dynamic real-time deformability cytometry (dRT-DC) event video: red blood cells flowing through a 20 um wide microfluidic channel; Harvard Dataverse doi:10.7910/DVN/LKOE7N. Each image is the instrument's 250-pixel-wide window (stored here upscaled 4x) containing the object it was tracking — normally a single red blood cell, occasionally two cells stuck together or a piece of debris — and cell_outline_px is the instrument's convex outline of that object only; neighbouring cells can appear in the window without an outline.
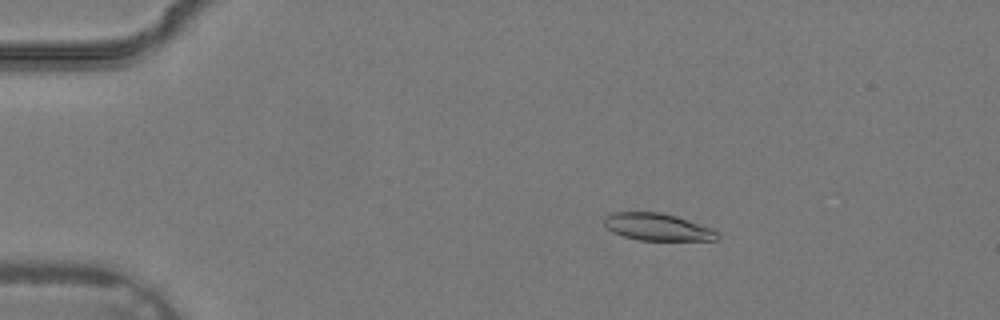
{"species": "common noctule bat (a hibernating species)", "species_latin": "Nyctalus noctula", "temperature_condition": "warm", "stored_images_in_passage": 37, "camera_frame_rate_fps": 3000, "um_per_image_px": 0.085, "animal": {"sex": "male", "body_mass_g": 19.2, "forearm_length_mm": 51.8}, "frame": {"image": 1, "passage_image": 7, "time_ms": 2.0, "image_size_px": [1000, 320], "cell_outline_px": [[720, 236], [716, 240], [640, 240], [624, 236], [612, 232], [604, 224], [604, 216], [612, 212], [660, 212], [676, 216], [712, 228], [720, 232]], "centroid_in_image_um": [55.9, 19.29], "position_along_channel_um": 29.1, "area_um2": 17.98}}
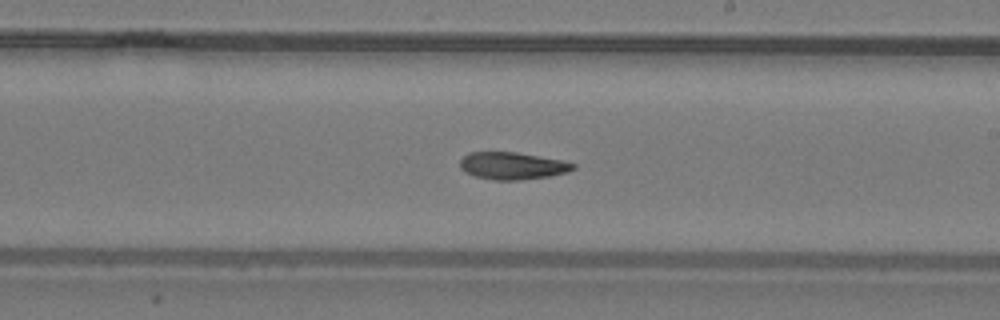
{"frame": {"image": 2, "passage_image": 22, "time_ms": 7.0, "image_size_px": [1000, 320], "cell_outline_px": [[576, 168], [568, 172], [548, 176], [516, 180], [496, 180], [476, 176], [464, 172], [460, 168], [460, 160], [468, 152], [516, 152], [560, 160], [576, 164]], "centroid_in_image_um": [43.53, 14.09], "position_along_channel_um": 245.5, "area_um2": 17.8}}
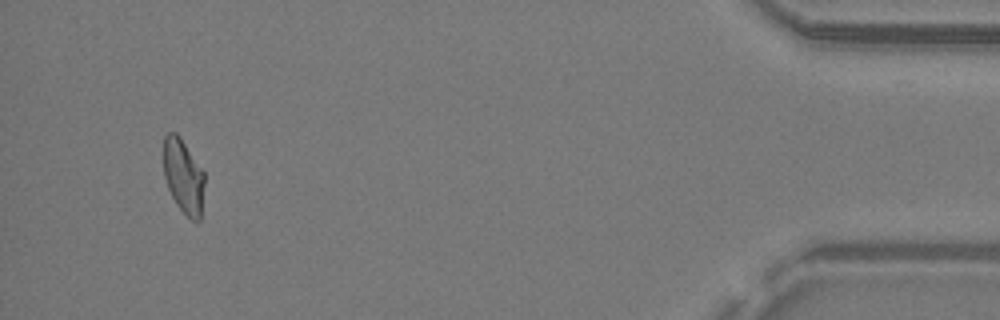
{"frame": {"image": 3, "passage_image": 35, "time_ms": 11.333, "image_size_px": [1000, 320], "cell_outline_px": [[204, 184], [200, 220], [192, 220], [176, 204], [168, 188], [164, 176], [164, 136], [168, 132], [176, 132], [180, 136], [204, 172]], "centroid_in_image_um": [15.58, 14.95], "position_along_channel_um": 419.6, "area_um2": 17.57}}